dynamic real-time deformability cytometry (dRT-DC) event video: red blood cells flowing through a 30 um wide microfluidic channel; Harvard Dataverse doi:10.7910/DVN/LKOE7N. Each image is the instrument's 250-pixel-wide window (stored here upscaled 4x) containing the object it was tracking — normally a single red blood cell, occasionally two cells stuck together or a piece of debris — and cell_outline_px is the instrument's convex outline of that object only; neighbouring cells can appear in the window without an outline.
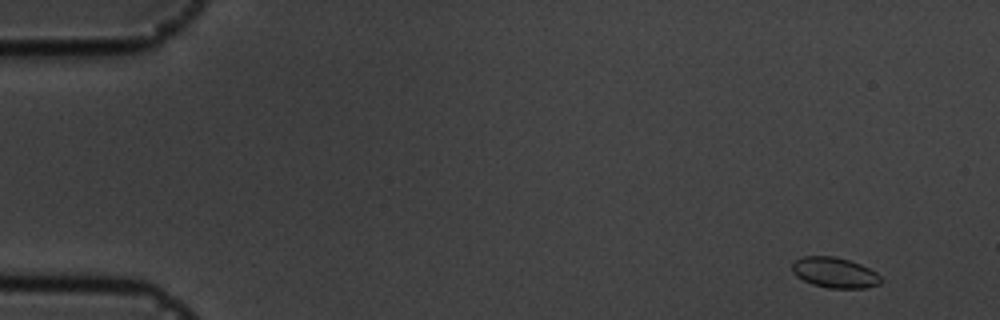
{"species": "common noctule bat (a hibernating species)", "species_latin": "Nyctalus noctula", "temperature_condition": "cold", "stored_images_in_passage": 13, "camera_frame_rate_fps": 3000, "um_per_image_px": 0.085, "animal": {"sex": "male", "body_mass_g": 19.5, "forearm_length_mm": 54.6}, "frame": {"image": 1, "passage_image": 3, "time_ms": 0.667, "image_size_px": [1000, 320], "cell_outline_px": [[880, 284], [864, 288], [828, 288], [812, 284], [796, 276], [792, 272], [792, 264], [796, 260], [804, 256], [832, 256], [848, 260], [860, 264], [876, 272], [880, 276]], "centroid_in_image_um": [70.93, 23.17], "position_along_channel_um": 14.1, "area_um2": 15.61}}